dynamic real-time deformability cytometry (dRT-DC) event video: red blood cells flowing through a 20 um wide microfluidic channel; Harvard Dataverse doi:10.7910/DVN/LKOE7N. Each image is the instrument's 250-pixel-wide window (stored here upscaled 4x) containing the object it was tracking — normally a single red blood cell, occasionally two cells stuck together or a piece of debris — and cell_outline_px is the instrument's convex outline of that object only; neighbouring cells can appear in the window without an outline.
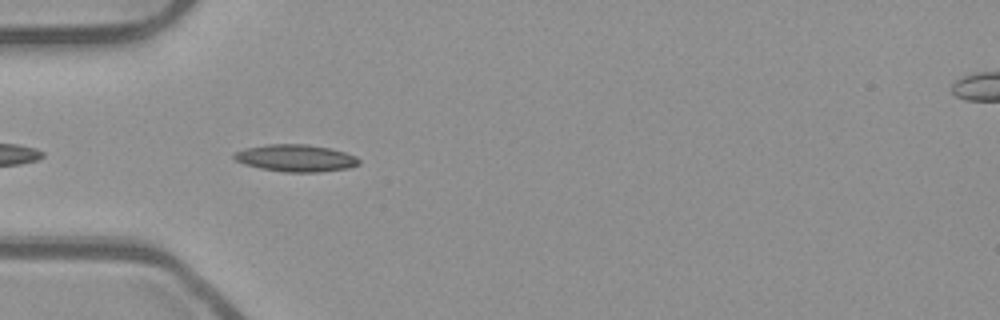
{"species": "common noctule bat (a hibernating species)", "species_latin": "Nyctalus noctula", "temperature_condition": "room temperature", "stored_images_in_passage": 5, "camera_frame_rate_fps": 3000, "um_per_image_px": 0.085, "animal": {"sex": "male", "body_mass_g": 23.1, "forearm_length_mm": 52.7}, "frame": {"image": 1, "passage_image": 2, "time_ms": 0.333, "image_size_px": [1000, 320], "cell_outline_px": [[360, 164], [348, 168], [320, 172], [284, 172], [260, 168], [244, 164], [236, 160], [232, 156], [236, 152], [244, 148], [268, 144], [308, 144], [332, 148], [356, 156], [360, 160]], "centroid_in_image_um": [25.16, 13.43], "position_along_channel_um": 59.8, "area_um2": 19.83}}
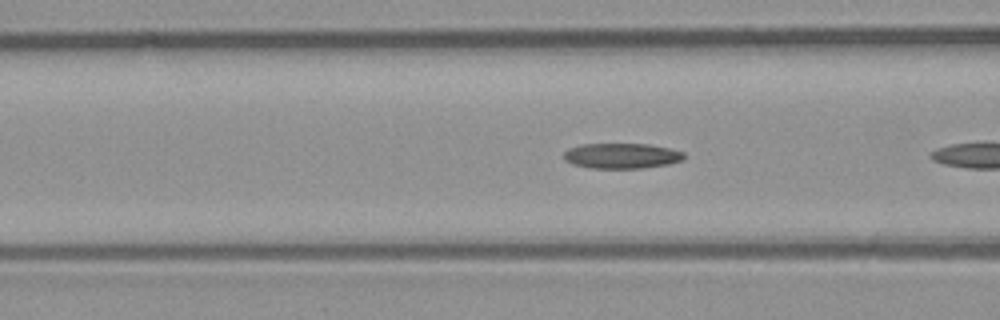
{"frame": {"image": 2, "passage_image": 4, "time_ms": 1.0, "image_size_px": [1000, 320], "cell_outline_px": [[684, 160], [668, 164], [644, 168], [588, 168], [572, 164], [564, 160], [564, 152], [568, 148], [584, 144], [648, 144], [668, 148], [684, 152]], "centroid_in_image_um": [52.83, 13.25], "position_along_channel_um": 113.8, "area_um2": 17.8}}